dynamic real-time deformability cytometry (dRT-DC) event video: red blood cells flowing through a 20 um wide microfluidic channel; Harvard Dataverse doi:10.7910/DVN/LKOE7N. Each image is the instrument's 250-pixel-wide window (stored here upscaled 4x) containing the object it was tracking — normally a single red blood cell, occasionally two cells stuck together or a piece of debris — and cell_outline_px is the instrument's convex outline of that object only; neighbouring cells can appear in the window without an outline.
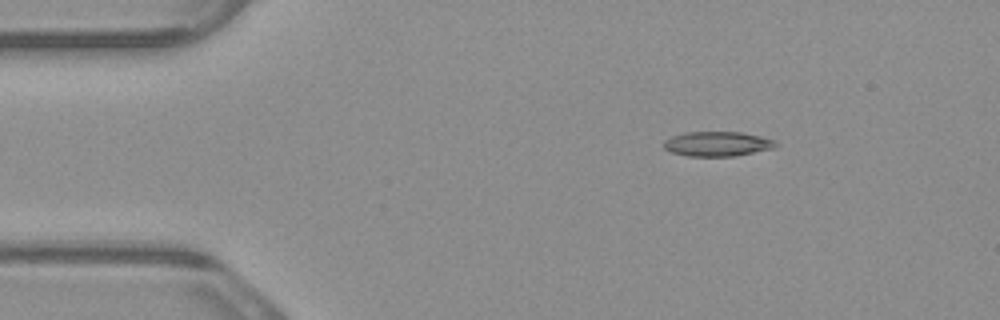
{"species": "common noctule bat (a hibernating species)", "species_latin": "Nyctalus noctula", "temperature_condition": "warm", "stored_images_in_passage": 3, "camera_frame_rate_fps": 3000, "um_per_image_px": 0.085, "animal": {"sex": "male", "body_mass_g": 23.1, "forearm_length_mm": 52.7}, "frame": {"image": 1, "passage_image": 1, "time_ms": 0.0, "image_size_px": [1000, 320], "cell_outline_px": [[776, 148], [736, 156], [688, 156], [672, 152], [664, 148], [664, 140], [672, 136], [684, 132], [740, 132], [760, 136], [776, 140]], "centroid_in_image_um": [61.0, 12.23], "position_along_channel_um": 24.0, "area_um2": 16.18}}